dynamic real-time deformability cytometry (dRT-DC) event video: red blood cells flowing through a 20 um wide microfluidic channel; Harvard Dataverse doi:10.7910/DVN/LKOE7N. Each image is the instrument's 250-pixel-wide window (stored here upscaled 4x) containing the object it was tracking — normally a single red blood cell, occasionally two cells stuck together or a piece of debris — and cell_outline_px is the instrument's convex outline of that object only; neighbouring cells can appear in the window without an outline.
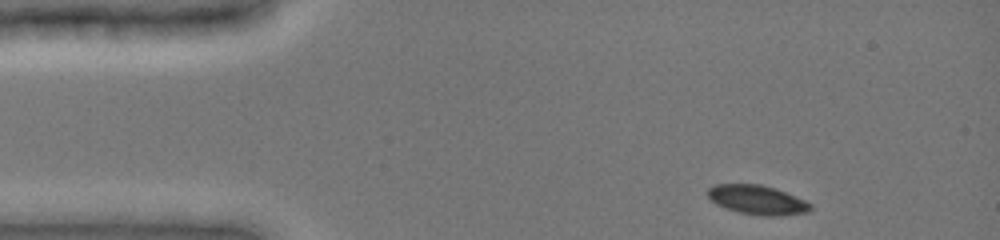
{"species": "common noctule bat (a hibernating species)", "species_latin": "Nyctalus noctula", "temperature_condition": "cold", "stored_images_in_passage": 8, "camera_frame_rate_fps": 3000, "um_per_image_px": 0.085, "animal": {"sex": "female", "body_mass_g": 19.0, "forearm_length_mm": 51.5}, "frame": {"image": 1, "passage_image": 1, "time_ms": 0.0, "image_size_px": [1000, 240], "cell_outline_px": [[812, 208], [808, 212], [780, 216], [764, 216], [740, 212], [716, 204], [708, 196], [708, 188], [716, 184], [760, 184], [776, 188], [804, 200], [812, 204]], "centroid_in_image_um": [64.4, 16.98], "position_along_channel_um": 20.6, "area_um2": 17.4}}
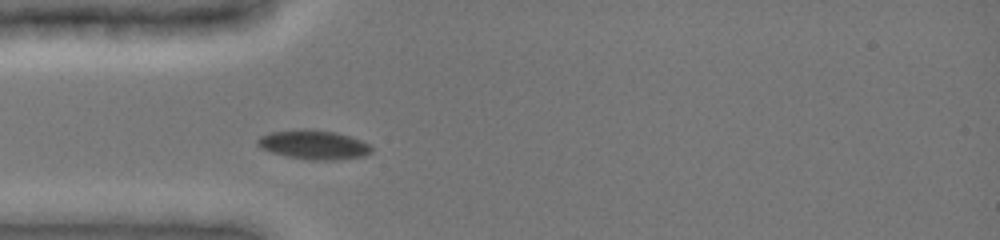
{"frame": {"image": 2, "passage_image": 8, "time_ms": 2.667, "image_size_px": [1000, 240], "cell_outline_px": [[372, 152], [364, 156], [332, 160], [312, 160], [288, 156], [272, 152], [260, 148], [256, 144], [256, 140], [260, 136], [268, 132], [300, 128], [304, 128], [336, 132], [372, 144]], "centroid_in_image_um": [26.64, 12.28], "position_along_channel_um": 58.4, "area_um2": 19.54}}